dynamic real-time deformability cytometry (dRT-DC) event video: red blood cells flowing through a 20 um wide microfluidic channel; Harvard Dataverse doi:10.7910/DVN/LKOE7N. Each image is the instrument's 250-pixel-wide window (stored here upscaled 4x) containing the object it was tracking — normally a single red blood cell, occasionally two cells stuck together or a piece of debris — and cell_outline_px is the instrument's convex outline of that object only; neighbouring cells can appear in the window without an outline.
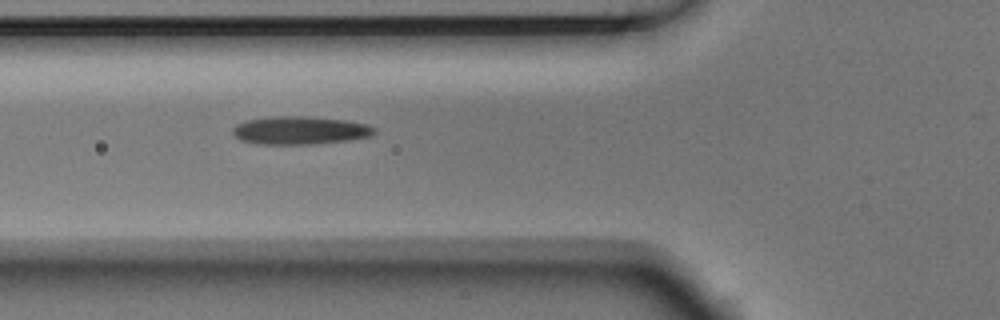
{"species": "Egyptian fruit bat (a non-hibernating species)", "species_latin": "Rousettus aegyptiacus", "temperature_condition": "room temperature", "stored_images_in_passage": 5, "camera_frame_rate_fps": 3000, "um_per_image_px": 0.085, "animal": {"sex": "male"}, "frame": {"image": 1, "passage_image": 5, "time_ms": 1.333, "image_size_px": [1000, 320], "cell_outline_px": [[376, 132], [372, 136], [348, 140], [312, 144], [260, 144], [240, 140], [232, 132], [232, 128], [236, 124], [248, 120], [272, 116], [308, 116], [348, 120], [368, 124], [376, 128]], "centroid_in_image_um": [25.54, 11.07], "position_along_channel_um": 100.3, "area_um2": 23.35}}